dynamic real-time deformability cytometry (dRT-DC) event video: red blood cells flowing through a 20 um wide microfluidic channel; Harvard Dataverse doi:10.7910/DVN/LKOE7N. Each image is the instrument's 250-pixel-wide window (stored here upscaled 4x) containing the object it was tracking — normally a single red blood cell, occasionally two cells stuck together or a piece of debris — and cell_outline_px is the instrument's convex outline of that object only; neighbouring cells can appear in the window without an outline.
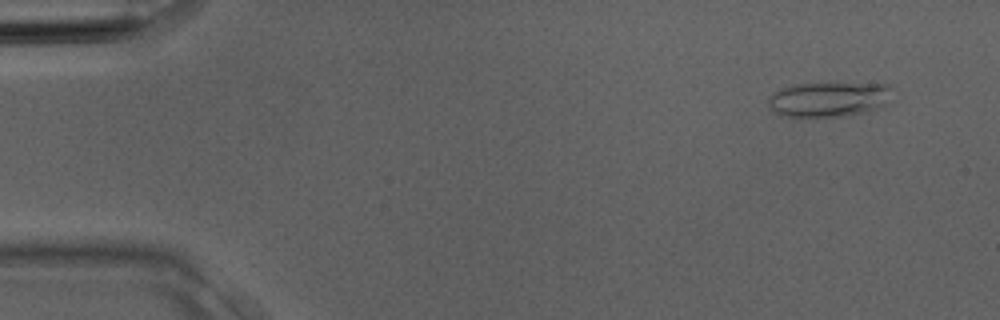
{"species": "Egyptian fruit bat (a non-hibernating species)", "species_latin": "Rousettus aegyptiacus", "temperature_condition": "room temperature", "stored_images_in_passage": 3, "camera_frame_rate_fps": 3000, "um_per_image_px": 0.085, "animal": {"sex": "male"}, "frame": {"image": 1, "passage_image": 1, "time_ms": 0.0, "image_size_px": [1000, 320], "cell_outline_px": [[888, 104], [860, 112], [844, 116], [780, 116], [768, 104], [768, 96], [780, 88], [792, 84], [888, 84]], "centroid_in_image_um": [70.35, 8.44], "position_along_channel_um": 14.7, "area_um2": 24.51}}